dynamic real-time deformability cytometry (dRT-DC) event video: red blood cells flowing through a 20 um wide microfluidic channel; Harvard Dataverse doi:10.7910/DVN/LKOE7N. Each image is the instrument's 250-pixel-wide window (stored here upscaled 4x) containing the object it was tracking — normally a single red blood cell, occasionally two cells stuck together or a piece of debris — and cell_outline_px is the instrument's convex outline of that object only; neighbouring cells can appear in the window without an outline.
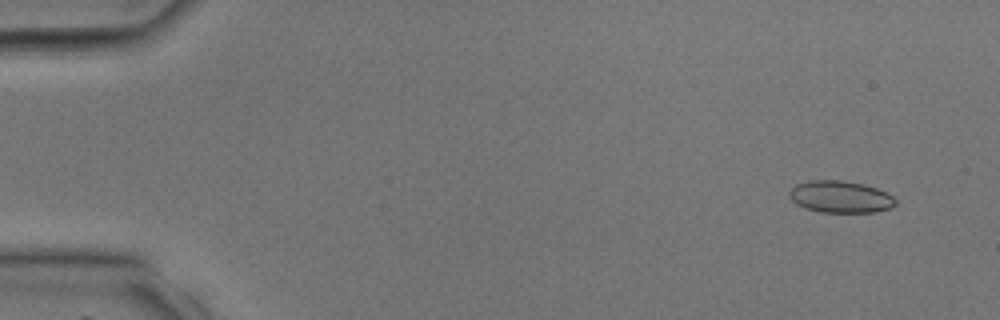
{"species": "common noctule bat (a hibernating species)", "species_latin": "Nyctalus noctula", "temperature_condition": "room temperature", "stored_images_in_passage": 38, "camera_frame_rate_fps": 3000, "um_per_image_px": 0.085, "animal": {"sex": "male", "body_mass_g": 17.9, "forearm_length_mm": 54.2}, "frame": {"image": 1, "passage_image": 3, "time_ms": 0.667, "image_size_px": [1000, 320], "cell_outline_px": [[896, 204], [892, 208], [876, 212], [820, 212], [804, 208], [796, 204], [788, 196], [788, 192], [796, 184], [808, 180], [840, 180], [864, 184], [876, 188], [892, 196], [896, 200]], "centroid_in_image_um": [71.41, 16.73], "position_along_channel_um": 13.6, "area_um2": 19.88}}
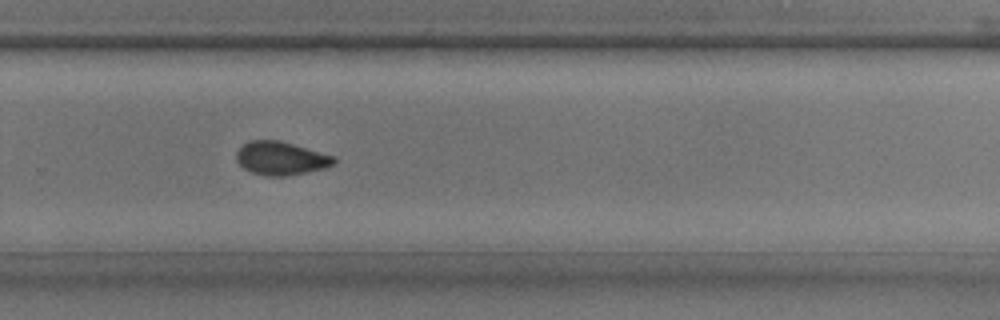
{"frame": {"image": 2, "passage_image": 26, "time_ms": 8.333, "image_size_px": [1000, 320], "cell_outline_px": [[336, 164], [324, 168], [288, 176], [264, 176], [252, 172], [244, 168], [236, 160], [236, 152], [248, 140], [280, 140], [336, 156]], "centroid_in_image_um": [23.9, 13.45], "position_along_channel_um": 305.9, "area_um2": 19.13}}
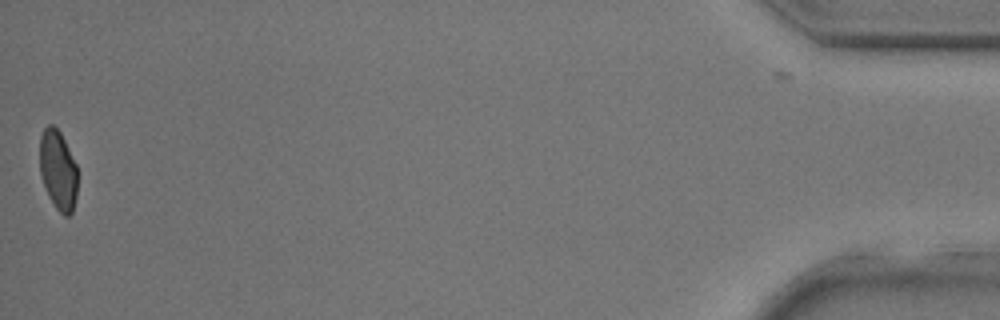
{"frame": {"image": 3, "passage_image": 38, "time_ms": 12.333, "image_size_px": [1000, 320], "cell_outline_px": [[76, 196], [72, 212], [68, 216], [64, 216], [56, 208], [48, 196], [40, 176], [40, 136], [44, 128], [48, 124], [52, 124], [60, 132], [76, 164]], "centroid_in_image_um": [4.91, 14.46], "position_along_channel_um": 430.3, "area_um2": 17.46}}